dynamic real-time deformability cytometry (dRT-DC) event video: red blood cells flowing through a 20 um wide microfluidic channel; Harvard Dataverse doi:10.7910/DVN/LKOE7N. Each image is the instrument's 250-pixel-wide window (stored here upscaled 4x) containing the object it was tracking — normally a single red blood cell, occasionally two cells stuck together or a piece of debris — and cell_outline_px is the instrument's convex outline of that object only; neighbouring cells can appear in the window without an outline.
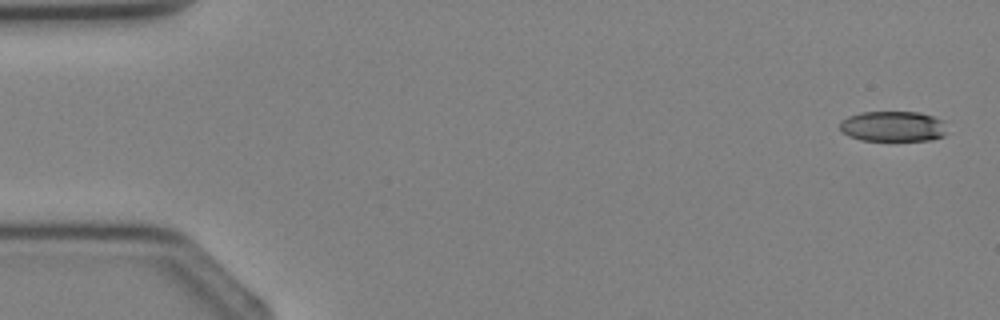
{"species": "Egyptian fruit bat (a non-hibernating species)", "species_latin": "Rousettus aegyptiacus", "temperature_condition": "cold", "stored_images_in_passage": 4, "camera_frame_rate_fps": 3000, "um_per_image_px": 0.085, "animal": {"sex": "female"}, "frame": {"image": 1, "passage_image": 1, "time_ms": 0.0, "image_size_px": [1000, 320], "cell_outline_px": [[948, 132], [944, 136], [932, 140], [860, 140], [848, 136], [840, 128], [840, 120], [848, 116], [860, 112], [920, 112], [944, 120]], "centroid_in_image_um": [75.94, 10.74], "position_along_channel_um": 9.1, "area_um2": 19.25}}
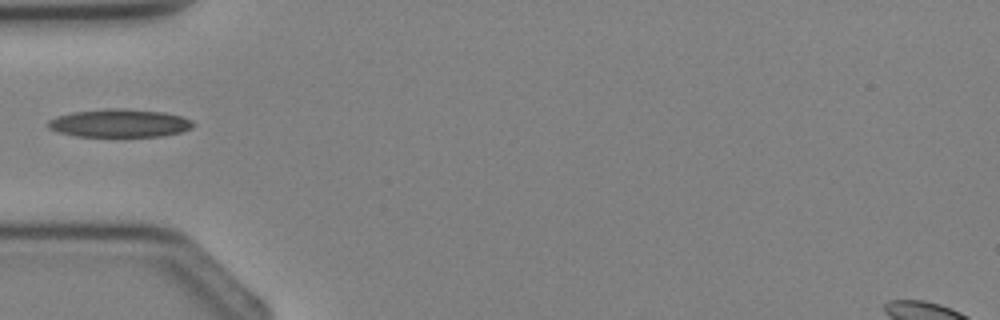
{"frame": {"image": 2, "passage_image": 4, "time_ms": 3.667, "image_size_px": [1000, 320], "cell_outline_px": [[196, 124], [192, 128], [180, 132], [164, 136], [76, 136], [60, 132], [48, 128], [48, 120], [56, 116], [72, 112], [108, 108], [124, 108], [164, 112], [180, 116], [192, 120]], "centroid_in_image_um": [10.18, 10.46], "position_along_channel_um": 74.8, "area_um2": 23.81}}